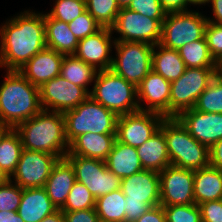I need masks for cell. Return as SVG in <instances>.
<instances>
[{"label": "cell", "mask_w": 222, "mask_h": 222, "mask_svg": "<svg viewBox=\"0 0 222 222\" xmlns=\"http://www.w3.org/2000/svg\"><path fill=\"white\" fill-rule=\"evenodd\" d=\"M222 198V170L208 167L194 170L195 204Z\"/></svg>", "instance_id": "4316f807"}, {"label": "cell", "mask_w": 222, "mask_h": 222, "mask_svg": "<svg viewBox=\"0 0 222 222\" xmlns=\"http://www.w3.org/2000/svg\"><path fill=\"white\" fill-rule=\"evenodd\" d=\"M207 23V17L196 11L168 13L162 22L160 44L178 50L185 44L202 39Z\"/></svg>", "instance_id": "30bf717a"}, {"label": "cell", "mask_w": 222, "mask_h": 222, "mask_svg": "<svg viewBox=\"0 0 222 222\" xmlns=\"http://www.w3.org/2000/svg\"><path fill=\"white\" fill-rule=\"evenodd\" d=\"M159 2L167 14L188 11L187 5L193 4L190 0H159Z\"/></svg>", "instance_id": "f6af8a7d"}, {"label": "cell", "mask_w": 222, "mask_h": 222, "mask_svg": "<svg viewBox=\"0 0 222 222\" xmlns=\"http://www.w3.org/2000/svg\"><path fill=\"white\" fill-rule=\"evenodd\" d=\"M86 10V0H56L50 13L51 18L69 23Z\"/></svg>", "instance_id": "d590c367"}, {"label": "cell", "mask_w": 222, "mask_h": 222, "mask_svg": "<svg viewBox=\"0 0 222 222\" xmlns=\"http://www.w3.org/2000/svg\"><path fill=\"white\" fill-rule=\"evenodd\" d=\"M46 47L63 55H74L79 40L71 32L68 23L44 14Z\"/></svg>", "instance_id": "d4e9b609"}, {"label": "cell", "mask_w": 222, "mask_h": 222, "mask_svg": "<svg viewBox=\"0 0 222 222\" xmlns=\"http://www.w3.org/2000/svg\"><path fill=\"white\" fill-rule=\"evenodd\" d=\"M186 68H218L211 57L205 36L178 49Z\"/></svg>", "instance_id": "4dcf8cb0"}, {"label": "cell", "mask_w": 222, "mask_h": 222, "mask_svg": "<svg viewBox=\"0 0 222 222\" xmlns=\"http://www.w3.org/2000/svg\"><path fill=\"white\" fill-rule=\"evenodd\" d=\"M209 165L222 170V139L209 148Z\"/></svg>", "instance_id": "bcb514c9"}, {"label": "cell", "mask_w": 222, "mask_h": 222, "mask_svg": "<svg viewBox=\"0 0 222 222\" xmlns=\"http://www.w3.org/2000/svg\"><path fill=\"white\" fill-rule=\"evenodd\" d=\"M105 164L107 169L121 179L144 169L141 165L136 147L119 142L117 139L112 151L105 160Z\"/></svg>", "instance_id": "484cf974"}, {"label": "cell", "mask_w": 222, "mask_h": 222, "mask_svg": "<svg viewBox=\"0 0 222 222\" xmlns=\"http://www.w3.org/2000/svg\"><path fill=\"white\" fill-rule=\"evenodd\" d=\"M116 58L111 70L137 87L152 70L153 45L143 42H115Z\"/></svg>", "instance_id": "ba28073f"}, {"label": "cell", "mask_w": 222, "mask_h": 222, "mask_svg": "<svg viewBox=\"0 0 222 222\" xmlns=\"http://www.w3.org/2000/svg\"><path fill=\"white\" fill-rule=\"evenodd\" d=\"M0 222H24L20 215L14 211H1Z\"/></svg>", "instance_id": "c3c4849f"}, {"label": "cell", "mask_w": 222, "mask_h": 222, "mask_svg": "<svg viewBox=\"0 0 222 222\" xmlns=\"http://www.w3.org/2000/svg\"><path fill=\"white\" fill-rule=\"evenodd\" d=\"M13 128L0 121V142L5 138V136L12 130Z\"/></svg>", "instance_id": "f907efd6"}, {"label": "cell", "mask_w": 222, "mask_h": 222, "mask_svg": "<svg viewBox=\"0 0 222 222\" xmlns=\"http://www.w3.org/2000/svg\"><path fill=\"white\" fill-rule=\"evenodd\" d=\"M163 20L121 8L111 31L115 30L114 32L120 34L119 38H115V42H143L154 46L160 44Z\"/></svg>", "instance_id": "7c38bea8"}, {"label": "cell", "mask_w": 222, "mask_h": 222, "mask_svg": "<svg viewBox=\"0 0 222 222\" xmlns=\"http://www.w3.org/2000/svg\"><path fill=\"white\" fill-rule=\"evenodd\" d=\"M176 118L193 138L208 148L222 139V113L200 112L193 108Z\"/></svg>", "instance_id": "e0dca14e"}, {"label": "cell", "mask_w": 222, "mask_h": 222, "mask_svg": "<svg viewBox=\"0 0 222 222\" xmlns=\"http://www.w3.org/2000/svg\"><path fill=\"white\" fill-rule=\"evenodd\" d=\"M9 180H10V177L0 167V185L8 182Z\"/></svg>", "instance_id": "816d5d0a"}, {"label": "cell", "mask_w": 222, "mask_h": 222, "mask_svg": "<svg viewBox=\"0 0 222 222\" xmlns=\"http://www.w3.org/2000/svg\"><path fill=\"white\" fill-rule=\"evenodd\" d=\"M164 116L148 111H137L119 115L117 119L116 139L132 147L144 144L160 128Z\"/></svg>", "instance_id": "4fadbf2b"}, {"label": "cell", "mask_w": 222, "mask_h": 222, "mask_svg": "<svg viewBox=\"0 0 222 222\" xmlns=\"http://www.w3.org/2000/svg\"><path fill=\"white\" fill-rule=\"evenodd\" d=\"M136 150L141 165L146 170L160 173L171 165L166 139L160 129Z\"/></svg>", "instance_id": "cb8c5ba5"}, {"label": "cell", "mask_w": 222, "mask_h": 222, "mask_svg": "<svg viewBox=\"0 0 222 222\" xmlns=\"http://www.w3.org/2000/svg\"><path fill=\"white\" fill-rule=\"evenodd\" d=\"M166 222H202L197 204L163 206Z\"/></svg>", "instance_id": "8d00e7d4"}, {"label": "cell", "mask_w": 222, "mask_h": 222, "mask_svg": "<svg viewBox=\"0 0 222 222\" xmlns=\"http://www.w3.org/2000/svg\"><path fill=\"white\" fill-rule=\"evenodd\" d=\"M115 141L116 134H93L91 132L81 134L69 144L67 155L105 161L112 151Z\"/></svg>", "instance_id": "7402d4cb"}, {"label": "cell", "mask_w": 222, "mask_h": 222, "mask_svg": "<svg viewBox=\"0 0 222 222\" xmlns=\"http://www.w3.org/2000/svg\"><path fill=\"white\" fill-rule=\"evenodd\" d=\"M41 222H66L63 211L58 209L54 213L46 216Z\"/></svg>", "instance_id": "681fc988"}, {"label": "cell", "mask_w": 222, "mask_h": 222, "mask_svg": "<svg viewBox=\"0 0 222 222\" xmlns=\"http://www.w3.org/2000/svg\"><path fill=\"white\" fill-rule=\"evenodd\" d=\"M42 110L64 113L74 109L90 94L78 85L64 79L61 75L54 77L39 87ZM46 106V107H45Z\"/></svg>", "instance_id": "9a60e30c"}, {"label": "cell", "mask_w": 222, "mask_h": 222, "mask_svg": "<svg viewBox=\"0 0 222 222\" xmlns=\"http://www.w3.org/2000/svg\"><path fill=\"white\" fill-rule=\"evenodd\" d=\"M160 205L195 204L194 170L167 166L159 173Z\"/></svg>", "instance_id": "5bb4252c"}, {"label": "cell", "mask_w": 222, "mask_h": 222, "mask_svg": "<svg viewBox=\"0 0 222 222\" xmlns=\"http://www.w3.org/2000/svg\"><path fill=\"white\" fill-rule=\"evenodd\" d=\"M121 190L125 196V222H134L151 207L160 205L159 173L143 169L121 179Z\"/></svg>", "instance_id": "52a82bcc"}, {"label": "cell", "mask_w": 222, "mask_h": 222, "mask_svg": "<svg viewBox=\"0 0 222 222\" xmlns=\"http://www.w3.org/2000/svg\"><path fill=\"white\" fill-rule=\"evenodd\" d=\"M212 4V11L214 19L207 18L208 22L215 24H222V0H206V3Z\"/></svg>", "instance_id": "7dc6e473"}, {"label": "cell", "mask_w": 222, "mask_h": 222, "mask_svg": "<svg viewBox=\"0 0 222 222\" xmlns=\"http://www.w3.org/2000/svg\"><path fill=\"white\" fill-rule=\"evenodd\" d=\"M134 222H166V216L162 205L151 207Z\"/></svg>", "instance_id": "ee69618b"}, {"label": "cell", "mask_w": 222, "mask_h": 222, "mask_svg": "<svg viewBox=\"0 0 222 222\" xmlns=\"http://www.w3.org/2000/svg\"><path fill=\"white\" fill-rule=\"evenodd\" d=\"M12 178L2 185H0V212L18 210L21 203L23 189L18 184H12Z\"/></svg>", "instance_id": "74e56055"}, {"label": "cell", "mask_w": 222, "mask_h": 222, "mask_svg": "<svg viewBox=\"0 0 222 222\" xmlns=\"http://www.w3.org/2000/svg\"><path fill=\"white\" fill-rule=\"evenodd\" d=\"M90 96L118 116L139 111L137 88L111 69L97 71Z\"/></svg>", "instance_id": "8992f818"}, {"label": "cell", "mask_w": 222, "mask_h": 222, "mask_svg": "<svg viewBox=\"0 0 222 222\" xmlns=\"http://www.w3.org/2000/svg\"><path fill=\"white\" fill-rule=\"evenodd\" d=\"M205 38L211 57L218 64L222 61V24L208 22Z\"/></svg>", "instance_id": "ab89813d"}, {"label": "cell", "mask_w": 222, "mask_h": 222, "mask_svg": "<svg viewBox=\"0 0 222 222\" xmlns=\"http://www.w3.org/2000/svg\"><path fill=\"white\" fill-rule=\"evenodd\" d=\"M126 204L120 188L98 197L95 201V211L101 222H125Z\"/></svg>", "instance_id": "f1b7e54d"}, {"label": "cell", "mask_w": 222, "mask_h": 222, "mask_svg": "<svg viewBox=\"0 0 222 222\" xmlns=\"http://www.w3.org/2000/svg\"><path fill=\"white\" fill-rule=\"evenodd\" d=\"M95 201L96 199L85 185L75 181L64 206L60 210L63 212H72L95 208Z\"/></svg>", "instance_id": "e575fe53"}, {"label": "cell", "mask_w": 222, "mask_h": 222, "mask_svg": "<svg viewBox=\"0 0 222 222\" xmlns=\"http://www.w3.org/2000/svg\"><path fill=\"white\" fill-rule=\"evenodd\" d=\"M165 136L171 165L198 170L209 166V148L198 142L176 117H167L159 128Z\"/></svg>", "instance_id": "277c9868"}, {"label": "cell", "mask_w": 222, "mask_h": 222, "mask_svg": "<svg viewBox=\"0 0 222 222\" xmlns=\"http://www.w3.org/2000/svg\"><path fill=\"white\" fill-rule=\"evenodd\" d=\"M58 209L44 187L24 188L17 213L24 222H41Z\"/></svg>", "instance_id": "603a6c76"}, {"label": "cell", "mask_w": 222, "mask_h": 222, "mask_svg": "<svg viewBox=\"0 0 222 222\" xmlns=\"http://www.w3.org/2000/svg\"><path fill=\"white\" fill-rule=\"evenodd\" d=\"M0 66L20 70L46 48L44 14L24 11L0 28Z\"/></svg>", "instance_id": "6da1fadb"}, {"label": "cell", "mask_w": 222, "mask_h": 222, "mask_svg": "<svg viewBox=\"0 0 222 222\" xmlns=\"http://www.w3.org/2000/svg\"><path fill=\"white\" fill-rule=\"evenodd\" d=\"M65 119V136L70 144L81 134H116L118 115L87 97L74 109L63 113Z\"/></svg>", "instance_id": "5b68a950"}, {"label": "cell", "mask_w": 222, "mask_h": 222, "mask_svg": "<svg viewBox=\"0 0 222 222\" xmlns=\"http://www.w3.org/2000/svg\"><path fill=\"white\" fill-rule=\"evenodd\" d=\"M192 3H193V5H203V4H205V2H206V0H190Z\"/></svg>", "instance_id": "db71d44e"}, {"label": "cell", "mask_w": 222, "mask_h": 222, "mask_svg": "<svg viewBox=\"0 0 222 222\" xmlns=\"http://www.w3.org/2000/svg\"><path fill=\"white\" fill-rule=\"evenodd\" d=\"M218 68H186L185 72L171 82L170 117L193 109L198 97L205 91Z\"/></svg>", "instance_id": "9c48e42d"}, {"label": "cell", "mask_w": 222, "mask_h": 222, "mask_svg": "<svg viewBox=\"0 0 222 222\" xmlns=\"http://www.w3.org/2000/svg\"><path fill=\"white\" fill-rule=\"evenodd\" d=\"M64 55L55 50L45 48L33 56L19 72L38 88L44 83L60 75Z\"/></svg>", "instance_id": "ffe728a7"}, {"label": "cell", "mask_w": 222, "mask_h": 222, "mask_svg": "<svg viewBox=\"0 0 222 222\" xmlns=\"http://www.w3.org/2000/svg\"><path fill=\"white\" fill-rule=\"evenodd\" d=\"M136 88L139 111L170 117L171 82L151 70ZM140 100L147 103L145 109L140 105Z\"/></svg>", "instance_id": "d6986e66"}, {"label": "cell", "mask_w": 222, "mask_h": 222, "mask_svg": "<svg viewBox=\"0 0 222 222\" xmlns=\"http://www.w3.org/2000/svg\"><path fill=\"white\" fill-rule=\"evenodd\" d=\"M120 9L116 0H86V10L101 27L111 28Z\"/></svg>", "instance_id": "836d02e7"}, {"label": "cell", "mask_w": 222, "mask_h": 222, "mask_svg": "<svg viewBox=\"0 0 222 222\" xmlns=\"http://www.w3.org/2000/svg\"><path fill=\"white\" fill-rule=\"evenodd\" d=\"M63 213L66 222H101L95 208Z\"/></svg>", "instance_id": "7bdbcfd3"}, {"label": "cell", "mask_w": 222, "mask_h": 222, "mask_svg": "<svg viewBox=\"0 0 222 222\" xmlns=\"http://www.w3.org/2000/svg\"><path fill=\"white\" fill-rule=\"evenodd\" d=\"M96 73L97 70L93 66L75 55H64L60 75L69 82L83 87L89 94L91 91L87 85L95 79Z\"/></svg>", "instance_id": "f546056e"}, {"label": "cell", "mask_w": 222, "mask_h": 222, "mask_svg": "<svg viewBox=\"0 0 222 222\" xmlns=\"http://www.w3.org/2000/svg\"><path fill=\"white\" fill-rule=\"evenodd\" d=\"M111 36V28L102 27L96 33L79 40L74 55L93 66L97 71L109 70L113 61L110 51H112V45L115 44V40L112 41Z\"/></svg>", "instance_id": "ac0fdd59"}, {"label": "cell", "mask_w": 222, "mask_h": 222, "mask_svg": "<svg viewBox=\"0 0 222 222\" xmlns=\"http://www.w3.org/2000/svg\"><path fill=\"white\" fill-rule=\"evenodd\" d=\"M202 222H222V201L213 200L198 204Z\"/></svg>", "instance_id": "b9f144b4"}, {"label": "cell", "mask_w": 222, "mask_h": 222, "mask_svg": "<svg viewBox=\"0 0 222 222\" xmlns=\"http://www.w3.org/2000/svg\"><path fill=\"white\" fill-rule=\"evenodd\" d=\"M76 181L72 164L64 157L53 166L45 183V190L57 209H61Z\"/></svg>", "instance_id": "44dd1931"}, {"label": "cell", "mask_w": 222, "mask_h": 222, "mask_svg": "<svg viewBox=\"0 0 222 222\" xmlns=\"http://www.w3.org/2000/svg\"><path fill=\"white\" fill-rule=\"evenodd\" d=\"M72 164L76 181L85 185L97 199L121 188V178L107 169L105 161L76 155H66Z\"/></svg>", "instance_id": "8fae6325"}, {"label": "cell", "mask_w": 222, "mask_h": 222, "mask_svg": "<svg viewBox=\"0 0 222 222\" xmlns=\"http://www.w3.org/2000/svg\"><path fill=\"white\" fill-rule=\"evenodd\" d=\"M152 70L167 81L172 82L185 72L186 65L178 50L168 49L161 44H156L153 47Z\"/></svg>", "instance_id": "83f0119b"}, {"label": "cell", "mask_w": 222, "mask_h": 222, "mask_svg": "<svg viewBox=\"0 0 222 222\" xmlns=\"http://www.w3.org/2000/svg\"><path fill=\"white\" fill-rule=\"evenodd\" d=\"M120 8H127L132 0H116Z\"/></svg>", "instance_id": "f5cc1de1"}, {"label": "cell", "mask_w": 222, "mask_h": 222, "mask_svg": "<svg viewBox=\"0 0 222 222\" xmlns=\"http://www.w3.org/2000/svg\"><path fill=\"white\" fill-rule=\"evenodd\" d=\"M68 26L78 40L84 39L102 28L87 10L76 19L69 22Z\"/></svg>", "instance_id": "f35d334b"}, {"label": "cell", "mask_w": 222, "mask_h": 222, "mask_svg": "<svg viewBox=\"0 0 222 222\" xmlns=\"http://www.w3.org/2000/svg\"><path fill=\"white\" fill-rule=\"evenodd\" d=\"M14 129L21 138L23 149L47 152L58 159L64 158L69 151L63 113L41 110Z\"/></svg>", "instance_id": "7a4b0ae2"}, {"label": "cell", "mask_w": 222, "mask_h": 222, "mask_svg": "<svg viewBox=\"0 0 222 222\" xmlns=\"http://www.w3.org/2000/svg\"><path fill=\"white\" fill-rule=\"evenodd\" d=\"M59 159L43 151L23 149L20 160L11 176L22 189L44 187L51 170Z\"/></svg>", "instance_id": "2e32d148"}, {"label": "cell", "mask_w": 222, "mask_h": 222, "mask_svg": "<svg viewBox=\"0 0 222 222\" xmlns=\"http://www.w3.org/2000/svg\"><path fill=\"white\" fill-rule=\"evenodd\" d=\"M218 74L222 77V61L218 63Z\"/></svg>", "instance_id": "11a10c76"}, {"label": "cell", "mask_w": 222, "mask_h": 222, "mask_svg": "<svg viewBox=\"0 0 222 222\" xmlns=\"http://www.w3.org/2000/svg\"><path fill=\"white\" fill-rule=\"evenodd\" d=\"M23 146L19 134L12 129L0 142V167L11 178L20 160Z\"/></svg>", "instance_id": "1f68e13d"}, {"label": "cell", "mask_w": 222, "mask_h": 222, "mask_svg": "<svg viewBox=\"0 0 222 222\" xmlns=\"http://www.w3.org/2000/svg\"><path fill=\"white\" fill-rule=\"evenodd\" d=\"M127 8L153 19H165L167 14L159 0H132Z\"/></svg>", "instance_id": "60d3db41"}, {"label": "cell", "mask_w": 222, "mask_h": 222, "mask_svg": "<svg viewBox=\"0 0 222 222\" xmlns=\"http://www.w3.org/2000/svg\"><path fill=\"white\" fill-rule=\"evenodd\" d=\"M41 110L39 88L18 70H7L0 86V121L14 129Z\"/></svg>", "instance_id": "3957f363"}, {"label": "cell", "mask_w": 222, "mask_h": 222, "mask_svg": "<svg viewBox=\"0 0 222 222\" xmlns=\"http://www.w3.org/2000/svg\"><path fill=\"white\" fill-rule=\"evenodd\" d=\"M194 109L207 113H222V77L217 73L198 97Z\"/></svg>", "instance_id": "d6a6232c"}]
</instances>
